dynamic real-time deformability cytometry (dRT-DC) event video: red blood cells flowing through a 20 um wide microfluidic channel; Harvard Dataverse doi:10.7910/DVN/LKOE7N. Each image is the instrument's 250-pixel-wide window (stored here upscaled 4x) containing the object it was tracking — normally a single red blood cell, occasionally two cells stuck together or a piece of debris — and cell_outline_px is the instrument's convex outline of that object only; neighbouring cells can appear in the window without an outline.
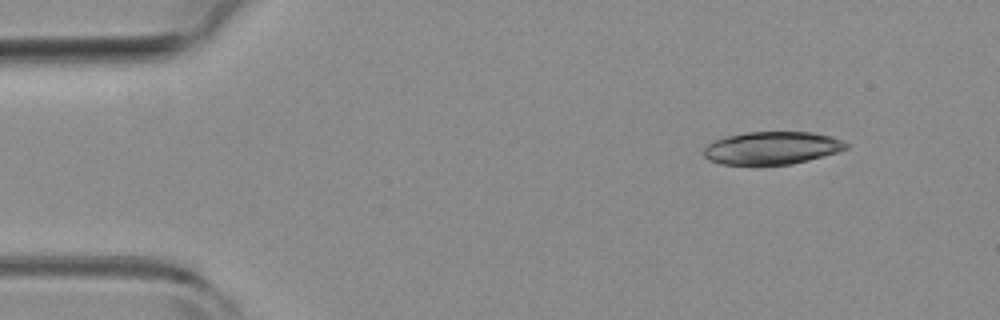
{"species": "common noctule bat (a hibernating species)", "species_latin": "Nyctalus noctula", "temperature_condition": "room temperature", "stored_images_in_passage": 3, "camera_frame_rate_fps": 3000, "um_per_image_px": 0.085, "animal": {"sex": "female", "body_mass_g": 19.3, "forearm_length_mm": 54.1}, "frame": {"image": 1, "passage_image": 1, "time_ms": 0.0, "image_size_px": [1000, 320], "cell_outline_px": [[848, 148], [836, 152], [808, 160], [792, 164], [720, 164], [708, 160], [704, 156], [704, 148], [712, 140], [744, 132], [812, 132], [832, 136], [844, 140], [848, 144]], "centroid_in_image_um": [65.61, 12.57], "position_along_channel_um": 19.4, "area_um2": 27.17}}